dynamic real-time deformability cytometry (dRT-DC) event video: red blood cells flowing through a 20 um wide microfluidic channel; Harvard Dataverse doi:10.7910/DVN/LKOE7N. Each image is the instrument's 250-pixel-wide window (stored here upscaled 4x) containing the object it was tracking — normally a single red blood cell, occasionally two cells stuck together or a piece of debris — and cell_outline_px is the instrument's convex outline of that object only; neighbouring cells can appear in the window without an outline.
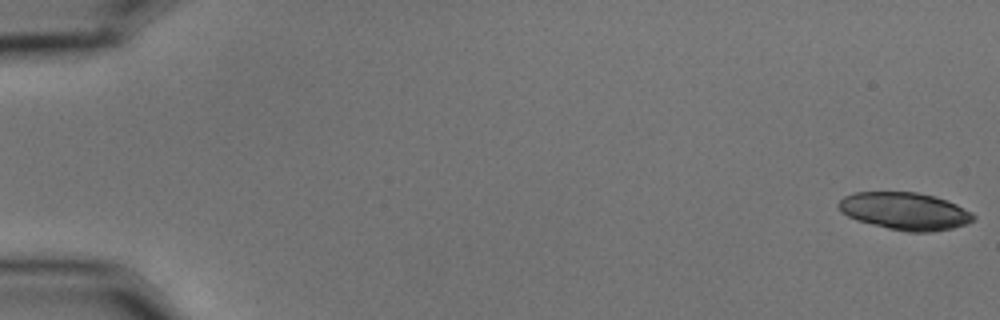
{"species": "common noctule bat (a hibernating species)", "species_latin": "Nyctalus noctula", "temperature_condition": "cold", "stored_images_in_passage": 18, "camera_frame_rate_fps": 3000, "um_per_image_px": 0.085, "animal": {"sex": "male", "body_mass_g": 15.6}, "frame": {"image": 1, "passage_image": 1, "time_ms": 0.0, "image_size_px": [1000, 320], "cell_outline_px": [[976, 216], [972, 220], [964, 224], [952, 228], [932, 232], [908, 232], [888, 228], [856, 220], [840, 212], [836, 204], [844, 196], [856, 192], [916, 192], [936, 196], [956, 204], [972, 212]], "centroid_in_image_um": [76.89, 17.94], "position_along_channel_um": 8.1, "area_um2": 29.42}}
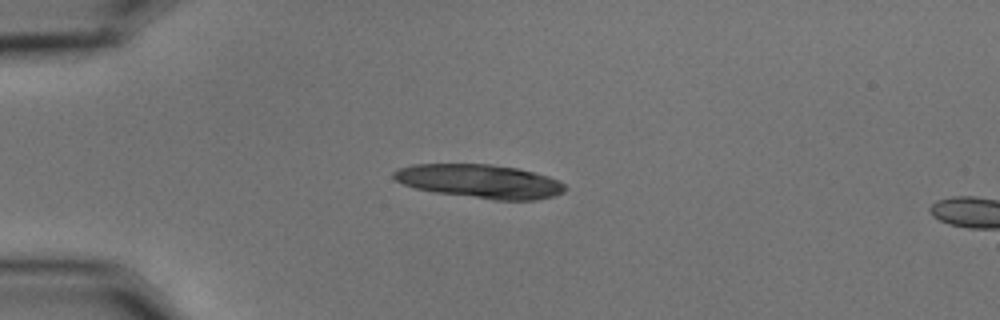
{"frame": {"image": 2, "passage_image": 15, "time_ms": 4.667, "image_size_px": [1000, 320], "cell_outline_px": [[568, 188], [564, 192], [556, 196], [536, 200], [492, 200], [436, 192], [416, 188], [404, 184], [396, 180], [392, 176], [392, 172], [396, 168], [412, 164], [492, 164], [516, 168], [548, 176], [564, 184]], "centroid_in_image_um": [40.79, 15.41], "position_along_channel_um": 44.2, "area_um2": 33.81}}